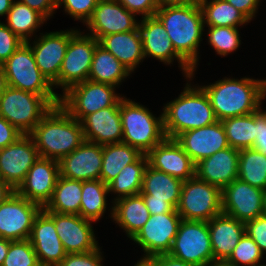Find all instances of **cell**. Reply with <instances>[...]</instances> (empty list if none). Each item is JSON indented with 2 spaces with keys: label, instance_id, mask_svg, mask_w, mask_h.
<instances>
[{
  "label": "cell",
  "instance_id": "obj_1",
  "mask_svg": "<svg viewBox=\"0 0 266 266\" xmlns=\"http://www.w3.org/2000/svg\"><path fill=\"white\" fill-rule=\"evenodd\" d=\"M40 157L60 161L84 141L83 127L60 104L41 119L29 134Z\"/></svg>",
  "mask_w": 266,
  "mask_h": 266
},
{
  "label": "cell",
  "instance_id": "obj_41",
  "mask_svg": "<svg viewBox=\"0 0 266 266\" xmlns=\"http://www.w3.org/2000/svg\"><path fill=\"white\" fill-rule=\"evenodd\" d=\"M262 258L259 246L245 233L227 261L235 266H261L259 263Z\"/></svg>",
  "mask_w": 266,
  "mask_h": 266
},
{
  "label": "cell",
  "instance_id": "obj_62",
  "mask_svg": "<svg viewBox=\"0 0 266 266\" xmlns=\"http://www.w3.org/2000/svg\"><path fill=\"white\" fill-rule=\"evenodd\" d=\"M263 215L266 216V190L264 191Z\"/></svg>",
  "mask_w": 266,
  "mask_h": 266
},
{
  "label": "cell",
  "instance_id": "obj_15",
  "mask_svg": "<svg viewBox=\"0 0 266 266\" xmlns=\"http://www.w3.org/2000/svg\"><path fill=\"white\" fill-rule=\"evenodd\" d=\"M222 213L246 222L263 215L264 190L235 179L221 190Z\"/></svg>",
  "mask_w": 266,
  "mask_h": 266
},
{
  "label": "cell",
  "instance_id": "obj_58",
  "mask_svg": "<svg viewBox=\"0 0 266 266\" xmlns=\"http://www.w3.org/2000/svg\"><path fill=\"white\" fill-rule=\"evenodd\" d=\"M134 266H155V256L143 257Z\"/></svg>",
  "mask_w": 266,
  "mask_h": 266
},
{
  "label": "cell",
  "instance_id": "obj_30",
  "mask_svg": "<svg viewBox=\"0 0 266 266\" xmlns=\"http://www.w3.org/2000/svg\"><path fill=\"white\" fill-rule=\"evenodd\" d=\"M113 203L111 218L132 239L150 217L143 197L138 194L115 200Z\"/></svg>",
  "mask_w": 266,
  "mask_h": 266
},
{
  "label": "cell",
  "instance_id": "obj_2",
  "mask_svg": "<svg viewBox=\"0 0 266 266\" xmlns=\"http://www.w3.org/2000/svg\"><path fill=\"white\" fill-rule=\"evenodd\" d=\"M202 88L218 121L252 114L261 108V100L266 98V79L224 78Z\"/></svg>",
  "mask_w": 266,
  "mask_h": 266
},
{
  "label": "cell",
  "instance_id": "obj_12",
  "mask_svg": "<svg viewBox=\"0 0 266 266\" xmlns=\"http://www.w3.org/2000/svg\"><path fill=\"white\" fill-rule=\"evenodd\" d=\"M42 209L14 191L0 203V238L10 241L29 239L34 219Z\"/></svg>",
  "mask_w": 266,
  "mask_h": 266
},
{
  "label": "cell",
  "instance_id": "obj_57",
  "mask_svg": "<svg viewBox=\"0 0 266 266\" xmlns=\"http://www.w3.org/2000/svg\"><path fill=\"white\" fill-rule=\"evenodd\" d=\"M159 7L185 5V0H157Z\"/></svg>",
  "mask_w": 266,
  "mask_h": 266
},
{
  "label": "cell",
  "instance_id": "obj_51",
  "mask_svg": "<svg viewBox=\"0 0 266 266\" xmlns=\"http://www.w3.org/2000/svg\"><path fill=\"white\" fill-rule=\"evenodd\" d=\"M239 10L249 21L255 17L260 0H225Z\"/></svg>",
  "mask_w": 266,
  "mask_h": 266
},
{
  "label": "cell",
  "instance_id": "obj_4",
  "mask_svg": "<svg viewBox=\"0 0 266 266\" xmlns=\"http://www.w3.org/2000/svg\"><path fill=\"white\" fill-rule=\"evenodd\" d=\"M162 114L164 133L170 139L218 121L204 89L188 83L178 98L164 106Z\"/></svg>",
  "mask_w": 266,
  "mask_h": 266
},
{
  "label": "cell",
  "instance_id": "obj_33",
  "mask_svg": "<svg viewBox=\"0 0 266 266\" xmlns=\"http://www.w3.org/2000/svg\"><path fill=\"white\" fill-rule=\"evenodd\" d=\"M142 153L126 143L103 145V160L100 180L108 185L128 164L135 162Z\"/></svg>",
  "mask_w": 266,
  "mask_h": 266
},
{
  "label": "cell",
  "instance_id": "obj_16",
  "mask_svg": "<svg viewBox=\"0 0 266 266\" xmlns=\"http://www.w3.org/2000/svg\"><path fill=\"white\" fill-rule=\"evenodd\" d=\"M44 212L54 221L56 232L67 254L91 252L99 247L91 224L94 221L76 214Z\"/></svg>",
  "mask_w": 266,
  "mask_h": 266
},
{
  "label": "cell",
  "instance_id": "obj_43",
  "mask_svg": "<svg viewBox=\"0 0 266 266\" xmlns=\"http://www.w3.org/2000/svg\"><path fill=\"white\" fill-rule=\"evenodd\" d=\"M99 0H57V7L64 4L67 12L75 20H83L85 24L92 16Z\"/></svg>",
  "mask_w": 266,
  "mask_h": 266
},
{
  "label": "cell",
  "instance_id": "obj_39",
  "mask_svg": "<svg viewBox=\"0 0 266 266\" xmlns=\"http://www.w3.org/2000/svg\"><path fill=\"white\" fill-rule=\"evenodd\" d=\"M108 193V185L100 179L82 181L80 216L91 221H98L106 211Z\"/></svg>",
  "mask_w": 266,
  "mask_h": 266
},
{
  "label": "cell",
  "instance_id": "obj_49",
  "mask_svg": "<svg viewBox=\"0 0 266 266\" xmlns=\"http://www.w3.org/2000/svg\"><path fill=\"white\" fill-rule=\"evenodd\" d=\"M21 135L20 131L0 116V149L14 143Z\"/></svg>",
  "mask_w": 266,
  "mask_h": 266
},
{
  "label": "cell",
  "instance_id": "obj_3",
  "mask_svg": "<svg viewBox=\"0 0 266 266\" xmlns=\"http://www.w3.org/2000/svg\"><path fill=\"white\" fill-rule=\"evenodd\" d=\"M155 16L164 25L175 51L194 69L198 60L199 43L204 30L200 5L161 6Z\"/></svg>",
  "mask_w": 266,
  "mask_h": 266
},
{
  "label": "cell",
  "instance_id": "obj_32",
  "mask_svg": "<svg viewBox=\"0 0 266 266\" xmlns=\"http://www.w3.org/2000/svg\"><path fill=\"white\" fill-rule=\"evenodd\" d=\"M81 199L82 181L71 180L59 175L52 198L42 210L80 215Z\"/></svg>",
  "mask_w": 266,
  "mask_h": 266
},
{
  "label": "cell",
  "instance_id": "obj_56",
  "mask_svg": "<svg viewBox=\"0 0 266 266\" xmlns=\"http://www.w3.org/2000/svg\"><path fill=\"white\" fill-rule=\"evenodd\" d=\"M13 2V0H0V16H7Z\"/></svg>",
  "mask_w": 266,
  "mask_h": 266
},
{
  "label": "cell",
  "instance_id": "obj_54",
  "mask_svg": "<svg viewBox=\"0 0 266 266\" xmlns=\"http://www.w3.org/2000/svg\"><path fill=\"white\" fill-rule=\"evenodd\" d=\"M14 191L7 182L0 178V203L4 202Z\"/></svg>",
  "mask_w": 266,
  "mask_h": 266
},
{
  "label": "cell",
  "instance_id": "obj_37",
  "mask_svg": "<svg viewBox=\"0 0 266 266\" xmlns=\"http://www.w3.org/2000/svg\"><path fill=\"white\" fill-rule=\"evenodd\" d=\"M204 24L207 26L234 27L250 22L239 10L225 0H211L200 4Z\"/></svg>",
  "mask_w": 266,
  "mask_h": 266
},
{
  "label": "cell",
  "instance_id": "obj_36",
  "mask_svg": "<svg viewBox=\"0 0 266 266\" xmlns=\"http://www.w3.org/2000/svg\"><path fill=\"white\" fill-rule=\"evenodd\" d=\"M46 19L28 5L14 1L7 13L6 25L24 42L30 41L33 32L44 24ZM32 34V35H31Z\"/></svg>",
  "mask_w": 266,
  "mask_h": 266
},
{
  "label": "cell",
  "instance_id": "obj_8",
  "mask_svg": "<svg viewBox=\"0 0 266 266\" xmlns=\"http://www.w3.org/2000/svg\"><path fill=\"white\" fill-rule=\"evenodd\" d=\"M176 210L182 220L208 222L222 213L221 189L194 176L183 182Z\"/></svg>",
  "mask_w": 266,
  "mask_h": 266
},
{
  "label": "cell",
  "instance_id": "obj_6",
  "mask_svg": "<svg viewBox=\"0 0 266 266\" xmlns=\"http://www.w3.org/2000/svg\"><path fill=\"white\" fill-rule=\"evenodd\" d=\"M123 128L122 142L147 154L165 138L163 114L156 118L146 107L127 98H120Z\"/></svg>",
  "mask_w": 266,
  "mask_h": 266
},
{
  "label": "cell",
  "instance_id": "obj_21",
  "mask_svg": "<svg viewBox=\"0 0 266 266\" xmlns=\"http://www.w3.org/2000/svg\"><path fill=\"white\" fill-rule=\"evenodd\" d=\"M194 164L229 146L221 121L185 131L175 138Z\"/></svg>",
  "mask_w": 266,
  "mask_h": 266
},
{
  "label": "cell",
  "instance_id": "obj_55",
  "mask_svg": "<svg viewBox=\"0 0 266 266\" xmlns=\"http://www.w3.org/2000/svg\"><path fill=\"white\" fill-rule=\"evenodd\" d=\"M10 240L0 238V266H2L4 259L9 251Z\"/></svg>",
  "mask_w": 266,
  "mask_h": 266
},
{
  "label": "cell",
  "instance_id": "obj_34",
  "mask_svg": "<svg viewBox=\"0 0 266 266\" xmlns=\"http://www.w3.org/2000/svg\"><path fill=\"white\" fill-rule=\"evenodd\" d=\"M148 159L146 154H142L135 162L125 166L119 174L108 184L110 192L118 193L115 200L138 195L141 192L142 180Z\"/></svg>",
  "mask_w": 266,
  "mask_h": 266
},
{
  "label": "cell",
  "instance_id": "obj_23",
  "mask_svg": "<svg viewBox=\"0 0 266 266\" xmlns=\"http://www.w3.org/2000/svg\"><path fill=\"white\" fill-rule=\"evenodd\" d=\"M146 156L151 167L183 182L195 176V164L175 139L165 138Z\"/></svg>",
  "mask_w": 266,
  "mask_h": 266
},
{
  "label": "cell",
  "instance_id": "obj_20",
  "mask_svg": "<svg viewBox=\"0 0 266 266\" xmlns=\"http://www.w3.org/2000/svg\"><path fill=\"white\" fill-rule=\"evenodd\" d=\"M139 30L145 57L151 56L165 64H170L176 58L186 78H193L194 69L175 51L164 25L156 16L144 17L139 22Z\"/></svg>",
  "mask_w": 266,
  "mask_h": 266
},
{
  "label": "cell",
  "instance_id": "obj_35",
  "mask_svg": "<svg viewBox=\"0 0 266 266\" xmlns=\"http://www.w3.org/2000/svg\"><path fill=\"white\" fill-rule=\"evenodd\" d=\"M221 122L231 148L238 150L253 148L256 140V112L226 118Z\"/></svg>",
  "mask_w": 266,
  "mask_h": 266
},
{
  "label": "cell",
  "instance_id": "obj_45",
  "mask_svg": "<svg viewBox=\"0 0 266 266\" xmlns=\"http://www.w3.org/2000/svg\"><path fill=\"white\" fill-rule=\"evenodd\" d=\"M100 248L85 253H70L57 266H102Z\"/></svg>",
  "mask_w": 266,
  "mask_h": 266
},
{
  "label": "cell",
  "instance_id": "obj_25",
  "mask_svg": "<svg viewBox=\"0 0 266 266\" xmlns=\"http://www.w3.org/2000/svg\"><path fill=\"white\" fill-rule=\"evenodd\" d=\"M81 124L86 141L102 146L122 142L120 99L113 106L87 115Z\"/></svg>",
  "mask_w": 266,
  "mask_h": 266
},
{
  "label": "cell",
  "instance_id": "obj_27",
  "mask_svg": "<svg viewBox=\"0 0 266 266\" xmlns=\"http://www.w3.org/2000/svg\"><path fill=\"white\" fill-rule=\"evenodd\" d=\"M214 260H227L245 234V223L221 213L208 221Z\"/></svg>",
  "mask_w": 266,
  "mask_h": 266
},
{
  "label": "cell",
  "instance_id": "obj_24",
  "mask_svg": "<svg viewBox=\"0 0 266 266\" xmlns=\"http://www.w3.org/2000/svg\"><path fill=\"white\" fill-rule=\"evenodd\" d=\"M29 240L41 266H57L67 255L54 221L43 210L34 219Z\"/></svg>",
  "mask_w": 266,
  "mask_h": 266
},
{
  "label": "cell",
  "instance_id": "obj_31",
  "mask_svg": "<svg viewBox=\"0 0 266 266\" xmlns=\"http://www.w3.org/2000/svg\"><path fill=\"white\" fill-rule=\"evenodd\" d=\"M130 75V71L110 52L99 44L94 50L88 79L94 82L118 86Z\"/></svg>",
  "mask_w": 266,
  "mask_h": 266
},
{
  "label": "cell",
  "instance_id": "obj_28",
  "mask_svg": "<svg viewBox=\"0 0 266 266\" xmlns=\"http://www.w3.org/2000/svg\"><path fill=\"white\" fill-rule=\"evenodd\" d=\"M99 45L112 53L130 73L145 58L139 27L133 31L103 36Z\"/></svg>",
  "mask_w": 266,
  "mask_h": 266
},
{
  "label": "cell",
  "instance_id": "obj_61",
  "mask_svg": "<svg viewBox=\"0 0 266 266\" xmlns=\"http://www.w3.org/2000/svg\"><path fill=\"white\" fill-rule=\"evenodd\" d=\"M206 0H185V5L189 4V3H193V4H198L200 5L201 3L205 2Z\"/></svg>",
  "mask_w": 266,
  "mask_h": 266
},
{
  "label": "cell",
  "instance_id": "obj_10",
  "mask_svg": "<svg viewBox=\"0 0 266 266\" xmlns=\"http://www.w3.org/2000/svg\"><path fill=\"white\" fill-rule=\"evenodd\" d=\"M168 254L195 266L213 261L208 222L182 220Z\"/></svg>",
  "mask_w": 266,
  "mask_h": 266
},
{
  "label": "cell",
  "instance_id": "obj_17",
  "mask_svg": "<svg viewBox=\"0 0 266 266\" xmlns=\"http://www.w3.org/2000/svg\"><path fill=\"white\" fill-rule=\"evenodd\" d=\"M136 14L128 11L117 0H99L86 26L98 41L106 35L136 30Z\"/></svg>",
  "mask_w": 266,
  "mask_h": 266
},
{
  "label": "cell",
  "instance_id": "obj_7",
  "mask_svg": "<svg viewBox=\"0 0 266 266\" xmlns=\"http://www.w3.org/2000/svg\"><path fill=\"white\" fill-rule=\"evenodd\" d=\"M2 66L8 86L42 97H60L53 91V85L39 70L33 51L26 42Z\"/></svg>",
  "mask_w": 266,
  "mask_h": 266
},
{
  "label": "cell",
  "instance_id": "obj_52",
  "mask_svg": "<svg viewBox=\"0 0 266 266\" xmlns=\"http://www.w3.org/2000/svg\"><path fill=\"white\" fill-rule=\"evenodd\" d=\"M150 215L177 213V210L166 201L151 200V196H142Z\"/></svg>",
  "mask_w": 266,
  "mask_h": 266
},
{
  "label": "cell",
  "instance_id": "obj_22",
  "mask_svg": "<svg viewBox=\"0 0 266 266\" xmlns=\"http://www.w3.org/2000/svg\"><path fill=\"white\" fill-rule=\"evenodd\" d=\"M102 160L103 146L85 140L59 161L60 176L81 181L100 179Z\"/></svg>",
  "mask_w": 266,
  "mask_h": 266
},
{
  "label": "cell",
  "instance_id": "obj_13",
  "mask_svg": "<svg viewBox=\"0 0 266 266\" xmlns=\"http://www.w3.org/2000/svg\"><path fill=\"white\" fill-rule=\"evenodd\" d=\"M182 221L178 213L150 215L149 220L131 239L144 251L143 257L168 254Z\"/></svg>",
  "mask_w": 266,
  "mask_h": 266
},
{
  "label": "cell",
  "instance_id": "obj_44",
  "mask_svg": "<svg viewBox=\"0 0 266 266\" xmlns=\"http://www.w3.org/2000/svg\"><path fill=\"white\" fill-rule=\"evenodd\" d=\"M22 41L6 24L0 22V65L22 44Z\"/></svg>",
  "mask_w": 266,
  "mask_h": 266
},
{
  "label": "cell",
  "instance_id": "obj_60",
  "mask_svg": "<svg viewBox=\"0 0 266 266\" xmlns=\"http://www.w3.org/2000/svg\"><path fill=\"white\" fill-rule=\"evenodd\" d=\"M206 266H235V265L229 263L227 260H213Z\"/></svg>",
  "mask_w": 266,
  "mask_h": 266
},
{
  "label": "cell",
  "instance_id": "obj_11",
  "mask_svg": "<svg viewBox=\"0 0 266 266\" xmlns=\"http://www.w3.org/2000/svg\"><path fill=\"white\" fill-rule=\"evenodd\" d=\"M99 41L90 35L77 31L69 40L65 57L54 86H61L65 92L69 87L88 80L94 50Z\"/></svg>",
  "mask_w": 266,
  "mask_h": 266
},
{
  "label": "cell",
  "instance_id": "obj_9",
  "mask_svg": "<svg viewBox=\"0 0 266 266\" xmlns=\"http://www.w3.org/2000/svg\"><path fill=\"white\" fill-rule=\"evenodd\" d=\"M115 87L88 79L63 92L59 104L81 122L87 115L113 106L121 98L115 94Z\"/></svg>",
  "mask_w": 266,
  "mask_h": 266
},
{
  "label": "cell",
  "instance_id": "obj_19",
  "mask_svg": "<svg viewBox=\"0 0 266 266\" xmlns=\"http://www.w3.org/2000/svg\"><path fill=\"white\" fill-rule=\"evenodd\" d=\"M59 175V161L39 157L15 191L43 208L52 198Z\"/></svg>",
  "mask_w": 266,
  "mask_h": 266
},
{
  "label": "cell",
  "instance_id": "obj_14",
  "mask_svg": "<svg viewBox=\"0 0 266 266\" xmlns=\"http://www.w3.org/2000/svg\"><path fill=\"white\" fill-rule=\"evenodd\" d=\"M39 157L33 138L21 135L14 143L0 149V178L16 190Z\"/></svg>",
  "mask_w": 266,
  "mask_h": 266
},
{
  "label": "cell",
  "instance_id": "obj_53",
  "mask_svg": "<svg viewBox=\"0 0 266 266\" xmlns=\"http://www.w3.org/2000/svg\"><path fill=\"white\" fill-rule=\"evenodd\" d=\"M155 266H195L184 262L170 254H161L155 256Z\"/></svg>",
  "mask_w": 266,
  "mask_h": 266
},
{
  "label": "cell",
  "instance_id": "obj_42",
  "mask_svg": "<svg viewBox=\"0 0 266 266\" xmlns=\"http://www.w3.org/2000/svg\"><path fill=\"white\" fill-rule=\"evenodd\" d=\"M2 266H41L29 239L10 241Z\"/></svg>",
  "mask_w": 266,
  "mask_h": 266
},
{
  "label": "cell",
  "instance_id": "obj_46",
  "mask_svg": "<svg viewBox=\"0 0 266 266\" xmlns=\"http://www.w3.org/2000/svg\"><path fill=\"white\" fill-rule=\"evenodd\" d=\"M245 233L254 240L264 255L266 253V216L260 215L246 221Z\"/></svg>",
  "mask_w": 266,
  "mask_h": 266
},
{
  "label": "cell",
  "instance_id": "obj_18",
  "mask_svg": "<svg viewBox=\"0 0 266 266\" xmlns=\"http://www.w3.org/2000/svg\"><path fill=\"white\" fill-rule=\"evenodd\" d=\"M77 31L71 29L42 34L33 41V46L30 41L26 42L33 51L39 70L52 85L58 80L69 40Z\"/></svg>",
  "mask_w": 266,
  "mask_h": 266
},
{
  "label": "cell",
  "instance_id": "obj_47",
  "mask_svg": "<svg viewBox=\"0 0 266 266\" xmlns=\"http://www.w3.org/2000/svg\"><path fill=\"white\" fill-rule=\"evenodd\" d=\"M128 11L141 14L142 18L155 16L159 8L157 0H117Z\"/></svg>",
  "mask_w": 266,
  "mask_h": 266
},
{
  "label": "cell",
  "instance_id": "obj_5",
  "mask_svg": "<svg viewBox=\"0 0 266 266\" xmlns=\"http://www.w3.org/2000/svg\"><path fill=\"white\" fill-rule=\"evenodd\" d=\"M59 103L60 97H42L7 85L0 98V116L23 135H29L52 107Z\"/></svg>",
  "mask_w": 266,
  "mask_h": 266
},
{
  "label": "cell",
  "instance_id": "obj_29",
  "mask_svg": "<svg viewBox=\"0 0 266 266\" xmlns=\"http://www.w3.org/2000/svg\"><path fill=\"white\" fill-rule=\"evenodd\" d=\"M183 181L167 173L159 171L149 164L145 169L141 196H151V200L169 202L177 209Z\"/></svg>",
  "mask_w": 266,
  "mask_h": 266
},
{
  "label": "cell",
  "instance_id": "obj_38",
  "mask_svg": "<svg viewBox=\"0 0 266 266\" xmlns=\"http://www.w3.org/2000/svg\"><path fill=\"white\" fill-rule=\"evenodd\" d=\"M238 179L266 190V156L254 148L239 150Z\"/></svg>",
  "mask_w": 266,
  "mask_h": 266
},
{
  "label": "cell",
  "instance_id": "obj_40",
  "mask_svg": "<svg viewBox=\"0 0 266 266\" xmlns=\"http://www.w3.org/2000/svg\"><path fill=\"white\" fill-rule=\"evenodd\" d=\"M208 40L218 55L226 56L241 44L238 28L208 26Z\"/></svg>",
  "mask_w": 266,
  "mask_h": 266
},
{
  "label": "cell",
  "instance_id": "obj_48",
  "mask_svg": "<svg viewBox=\"0 0 266 266\" xmlns=\"http://www.w3.org/2000/svg\"><path fill=\"white\" fill-rule=\"evenodd\" d=\"M253 148L266 156V111H256V140Z\"/></svg>",
  "mask_w": 266,
  "mask_h": 266
},
{
  "label": "cell",
  "instance_id": "obj_26",
  "mask_svg": "<svg viewBox=\"0 0 266 266\" xmlns=\"http://www.w3.org/2000/svg\"><path fill=\"white\" fill-rule=\"evenodd\" d=\"M239 150L228 147L195 164V176L221 190L238 178Z\"/></svg>",
  "mask_w": 266,
  "mask_h": 266
},
{
  "label": "cell",
  "instance_id": "obj_50",
  "mask_svg": "<svg viewBox=\"0 0 266 266\" xmlns=\"http://www.w3.org/2000/svg\"><path fill=\"white\" fill-rule=\"evenodd\" d=\"M31 9L40 13L46 20L53 15L57 8V0H20Z\"/></svg>",
  "mask_w": 266,
  "mask_h": 266
},
{
  "label": "cell",
  "instance_id": "obj_59",
  "mask_svg": "<svg viewBox=\"0 0 266 266\" xmlns=\"http://www.w3.org/2000/svg\"><path fill=\"white\" fill-rule=\"evenodd\" d=\"M6 78H5V73L3 66L0 65V98L3 95L4 89L6 88Z\"/></svg>",
  "mask_w": 266,
  "mask_h": 266
}]
</instances>
